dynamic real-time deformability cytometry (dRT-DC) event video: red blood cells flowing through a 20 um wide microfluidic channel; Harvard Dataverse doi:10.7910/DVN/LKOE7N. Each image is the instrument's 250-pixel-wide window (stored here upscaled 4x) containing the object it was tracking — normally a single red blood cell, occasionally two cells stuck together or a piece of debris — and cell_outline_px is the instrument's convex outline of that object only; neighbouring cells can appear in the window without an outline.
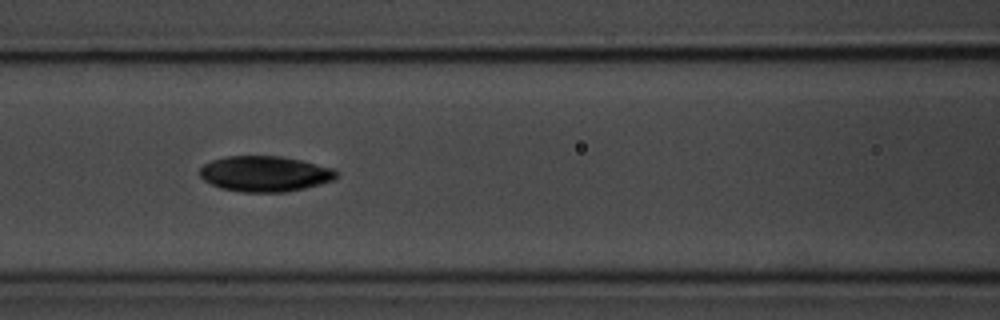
{"species": "common noctule bat (a hibernating species)", "species_latin": "Nyctalus noctula", "temperature_condition": "room temperature", "stored_images_in_passage": 6, "camera_frame_rate_fps": 3000, "um_per_image_px": 0.085, "animal": {"sex": "male", "body_mass_g": 20.1, "forearm_length_mm": 53.5}, "frame": {"image": 1, "passage_image": 6, "time_ms": 5.667, "image_size_px": [1000, 320], "cell_outline_px": [[340, 176], [332, 180], [320, 184], [304, 188], [284, 192], [240, 192], [220, 188], [204, 180], [200, 176], [200, 168], [204, 164], [212, 160], [224, 156], [280, 156], [300, 160], [332, 168]], "centroid_in_image_um": [22.49, 14.77], "position_along_channel_um": 144.1, "area_um2": 28.26}}